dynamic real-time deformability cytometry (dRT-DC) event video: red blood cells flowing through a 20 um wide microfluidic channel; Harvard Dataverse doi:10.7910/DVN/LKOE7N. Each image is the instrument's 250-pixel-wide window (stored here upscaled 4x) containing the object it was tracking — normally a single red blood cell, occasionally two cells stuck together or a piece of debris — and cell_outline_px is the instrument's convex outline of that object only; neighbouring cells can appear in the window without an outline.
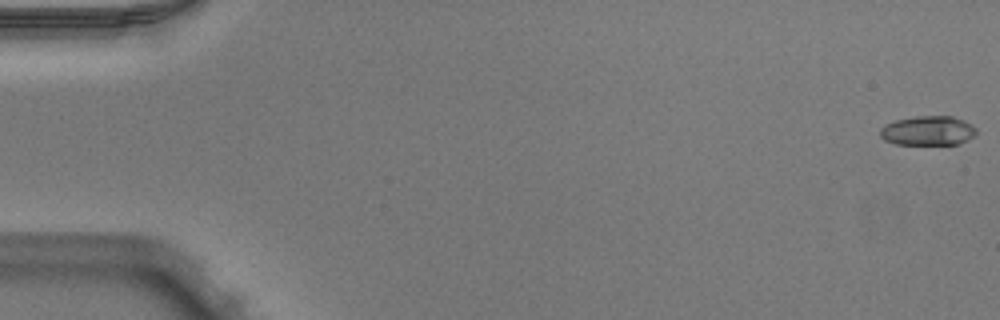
{"species": "Egyptian fruit bat (a non-hibernating species)", "species_latin": "Rousettus aegyptiacus", "temperature_condition": "warm", "stored_images_in_passage": 52, "camera_frame_rate_fps": 3000, "um_per_image_px": 0.085, "animal": {"sex": "male"}, "frame": {"image": 1, "passage_image": 1, "time_ms": 0.0, "image_size_px": [1000, 320], "cell_outline_px": [[976, 136], [960, 144], [896, 144], [884, 140], [880, 136], [880, 128], [884, 124], [896, 120], [916, 116], [952, 116], [964, 120], [972, 124], [976, 128]], "centroid_in_image_um": [78.9, 11.11], "position_along_channel_um": 6.1, "area_um2": 16.7}}
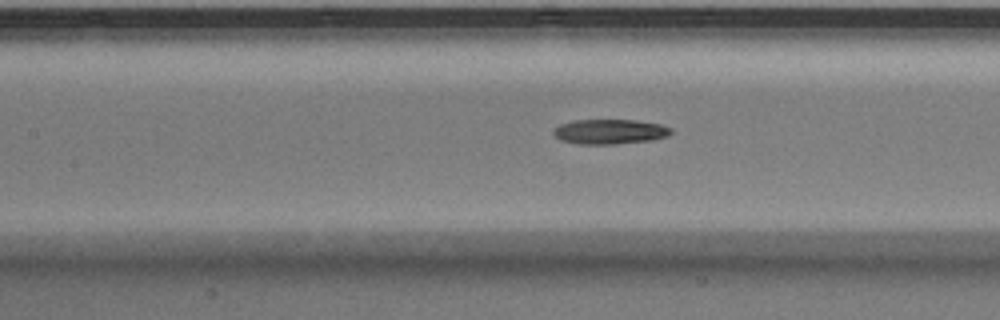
{"frame": {"image": 2, "passage_image": 24, "time_ms": 7.667, "image_size_px": [1000, 320], "cell_outline_px": [[672, 132], [668, 136], [652, 140], [616, 144], [576, 144], [560, 140], [552, 132], [560, 124], [572, 120], [636, 120], [660, 124], [672, 128]], "centroid_in_image_um": [51.84, 11.19], "position_along_channel_um": 155.6, "area_um2": 17.11}}
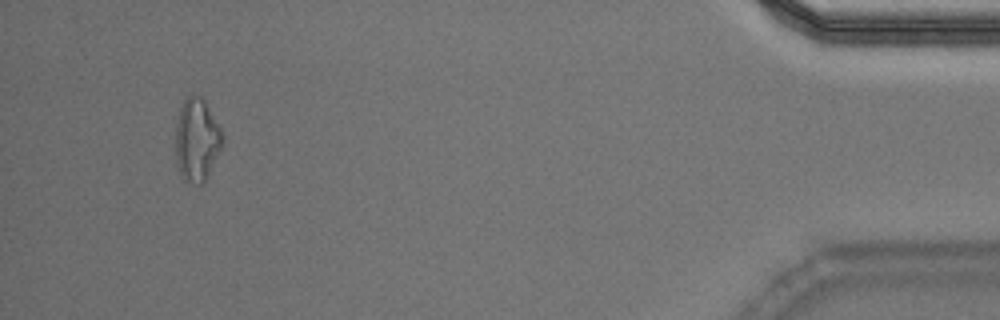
{"frame": {"image": 3, "passage_image": 49, "time_ms": 16.0, "image_size_px": [1000, 320], "cell_outline_px": [[224, 144], [208, 176], [200, 184], [196, 184], [184, 180], [180, 172], [176, 160], [176, 120], [180, 108], [184, 100], [192, 92], [200, 96], [204, 100], [220, 128], [224, 136]], "centroid_in_image_um": [16.74, 11.87], "position_along_channel_um": 418.5, "area_um2": 22.77}}